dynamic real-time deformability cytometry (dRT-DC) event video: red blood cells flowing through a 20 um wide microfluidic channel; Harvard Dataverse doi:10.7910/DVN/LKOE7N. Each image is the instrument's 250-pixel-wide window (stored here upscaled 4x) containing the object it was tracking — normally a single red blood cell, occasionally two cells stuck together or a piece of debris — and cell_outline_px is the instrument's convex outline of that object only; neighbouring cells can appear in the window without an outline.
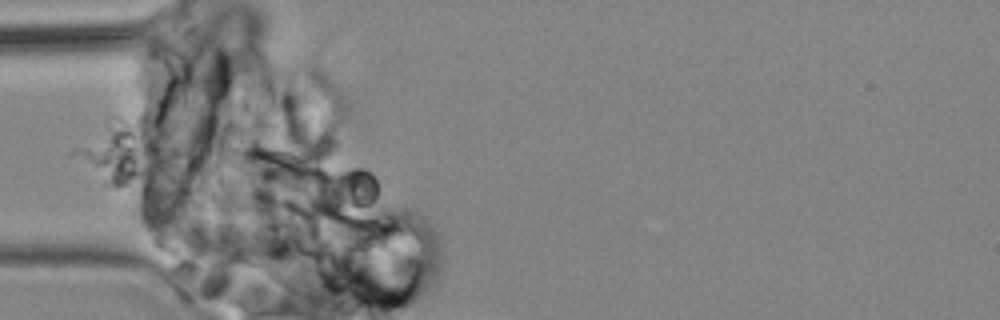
{"species": "common noctule bat (a hibernating species)", "species_latin": "Nyctalus noctula", "temperature_condition": "cold", "stored_images_in_passage": 12, "camera_frame_rate_fps": 3000, "um_per_image_px": 0.085, "animal": {"sex": "male", "body_mass_g": 19.2, "forearm_length_mm": 51.8}, "frame": {"image": 1, "passage_image": 10, "time_ms": 12.0, "image_size_px": [1000, 320], "cell_outline_px": [[376, 200], [372, 204], [364, 208], [336, 216], [324, 216], [316, 208], [312, 180], [312, 176], [316, 168], [364, 168], [372, 172], [376, 176]], "centroid_in_image_um": [29.18, 16.15], "position_along_channel_um": 55.8, "area_um2": 19.13}}